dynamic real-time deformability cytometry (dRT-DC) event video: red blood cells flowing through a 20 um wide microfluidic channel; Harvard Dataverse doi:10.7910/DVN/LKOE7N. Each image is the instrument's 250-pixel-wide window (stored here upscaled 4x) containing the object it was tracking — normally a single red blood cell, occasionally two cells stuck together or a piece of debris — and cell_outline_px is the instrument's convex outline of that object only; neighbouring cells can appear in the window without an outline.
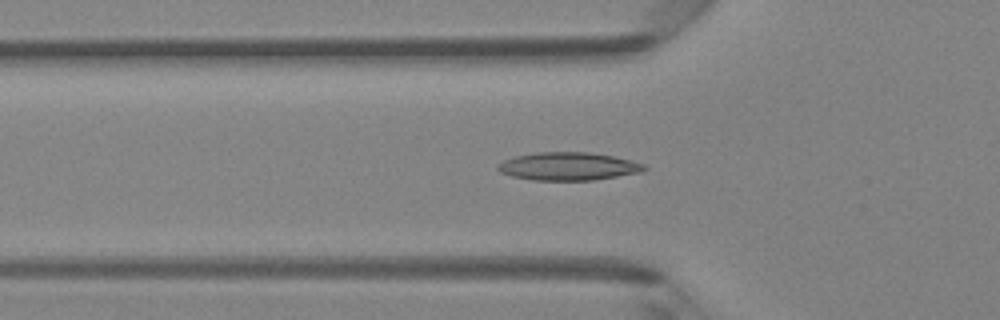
{"species": "Egyptian fruit bat (a non-hibernating species)", "species_latin": "Rousettus aegyptiacus", "temperature_condition": "room temperature", "stored_images_in_passage": 48, "camera_frame_rate_fps": 3000, "um_per_image_px": 0.085, "animal": {"sex": "female"}, "frame": {"image": 1, "passage_image": 16, "time_ms": 5.0, "image_size_px": [1000, 320], "cell_outline_px": [[648, 168], [644, 172], [592, 180], [532, 180], [512, 176], [500, 172], [496, 168], [496, 164], [504, 160], [516, 156], [536, 152], [588, 152], [612, 156], [644, 164]], "centroid_in_image_um": [48.29, 14.14], "position_along_channel_um": 77.5, "area_um2": 23.87}}
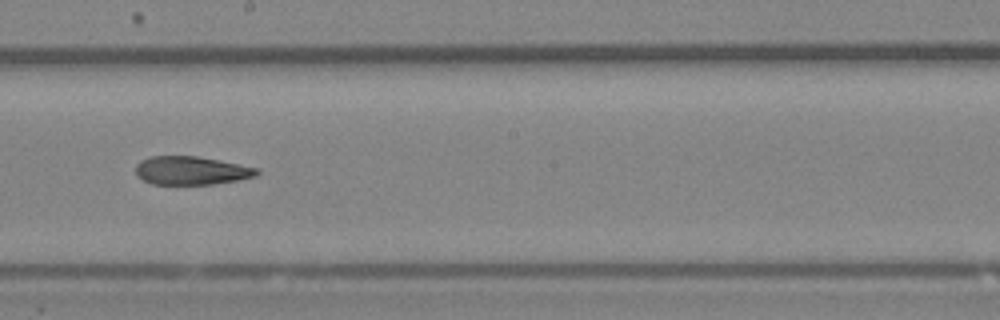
{"frame": {"image": 2, "passage_image": 27, "time_ms": 8.667, "image_size_px": [1000, 320], "cell_outline_px": [[260, 172], [256, 176], [236, 180], [212, 184], [152, 184], [136, 176], [136, 164], [140, 160], [148, 156], [196, 156], [260, 168]], "centroid_in_image_um": [16.24, 14.49], "position_along_channel_um": 232.0, "area_um2": 20.06}}
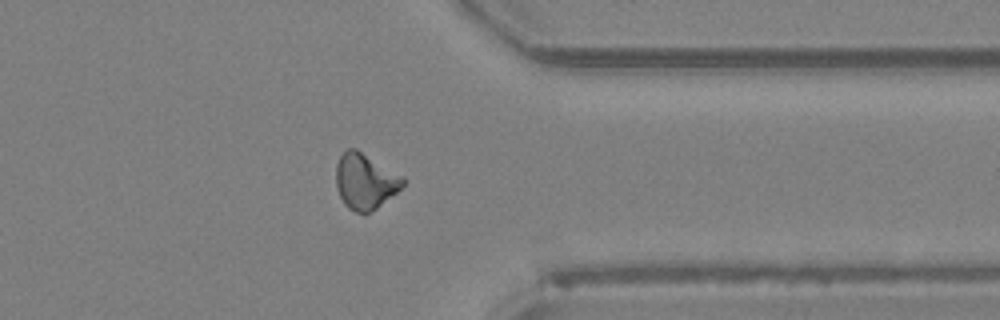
{"frame": {"image": 3, "passage_image": 38, "time_ms": 12.333, "image_size_px": [1000, 320], "cell_outline_px": [[404, 184], [396, 192], [376, 208], [368, 212], [356, 212], [348, 208], [344, 204], [336, 188], [336, 164], [340, 156], [348, 148], [356, 148], [404, 176]], "centroid_in_image_um": [31.02, 15.38], "position_along_channel_um": 380.4, "area_um2": 21.56}, "authors_computed_cell_mechanics": {"area_um2": 21.3282, "velocity_mm_per_s": 4.2195, "shape_relaxation_time_tau1_ms": null, "shape_relaxation_time_tau2_ms": 11.1758, "deformation_change_tau1": null, "deformation_change_tau2": 0.2216}}